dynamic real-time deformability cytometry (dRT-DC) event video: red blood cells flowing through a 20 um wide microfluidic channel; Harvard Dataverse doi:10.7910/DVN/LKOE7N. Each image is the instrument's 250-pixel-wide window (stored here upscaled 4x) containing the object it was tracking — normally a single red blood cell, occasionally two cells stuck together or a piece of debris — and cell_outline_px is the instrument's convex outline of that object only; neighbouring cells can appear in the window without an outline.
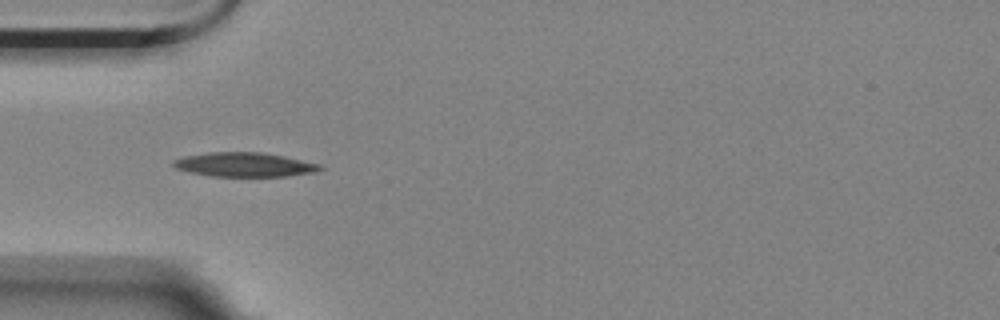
{"species": "Egyptian fruit bat (a non-hibernating species)", "species_latin": "Rousettus aegyptiacus", "temperature_condition": "room temperature", "stored_images_in_passage": 2, "camera_frame_rate_fps": 3000, "um_per_image_px": 0.085, "animal": {"sex": "female"}, "frame": {"image": 1, "passage_image": 1, "time_ms": 0.0, "image_size_px": [1000, 320], "cell_outline_px": [[324, 168], [316, 172], [284, 176], [212, 176], [188, 172], [176, 168], [172, 164], [172, 160], [184, 156], [208, 152], [260, 152], [284, 156], [320, 164]], "centroid_in_image_um": [20.75, 13.99], "position_along_channel_um": 64.2, "area_um2": 20.69}}
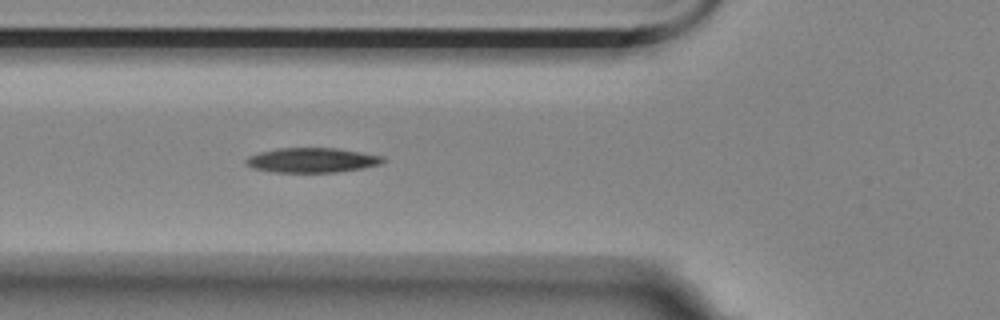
{"frame": {"image": 2, "passage_image": 2, "time_ms": 0.333, "image_size_px": [1000, 320], "cell_outline_px": [[388, 160], [380, 164], [360, 168], [336, 172], [276, 172], [252, 168], [244, 164], [244, 160], [248, 156], [260, 152], [276, 148], [336, 148], [384, 156]], "centroid_in_image_um": [26.5, 13.61], "position_along_channel_um": 99.3, "area_um2": 19.77}}